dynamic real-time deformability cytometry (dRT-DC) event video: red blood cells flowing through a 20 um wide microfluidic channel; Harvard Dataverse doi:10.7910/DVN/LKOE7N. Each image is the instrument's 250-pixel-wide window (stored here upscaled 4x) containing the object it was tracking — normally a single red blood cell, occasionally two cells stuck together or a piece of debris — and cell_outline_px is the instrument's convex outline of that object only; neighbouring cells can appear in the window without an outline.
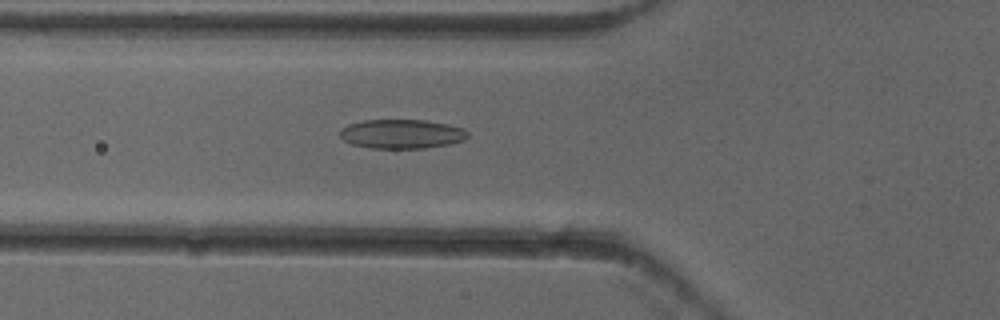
{"species": "common noctule bat (a hibernating species)", "species_latin": "Nyctalus noctula", "temperature_condition": "cold", "stored_images_in_passage": 35, "camera_frame_rate_fps": 3000, "um_per_image_px": 0.085, "animal": {"sex": "female"}, "frame": {"image": 1, "passage_image": 2, "time_ms": 0.333, "image_size_px": [1000, 320], "cell_outline_px": [[468, 136], [464, 140], [448, 144], [424, 148], [372, 148], [352, 144], [344, 140], [340, 136], [340, 128], [348, 124], [364, 120], [424, 120], [448, 124], [464, 128], [468, 132]], "centroid_in_image_um": [34.14, 11.38], "position_along_channel_um": 91.7, "area_um2": 21.73}}
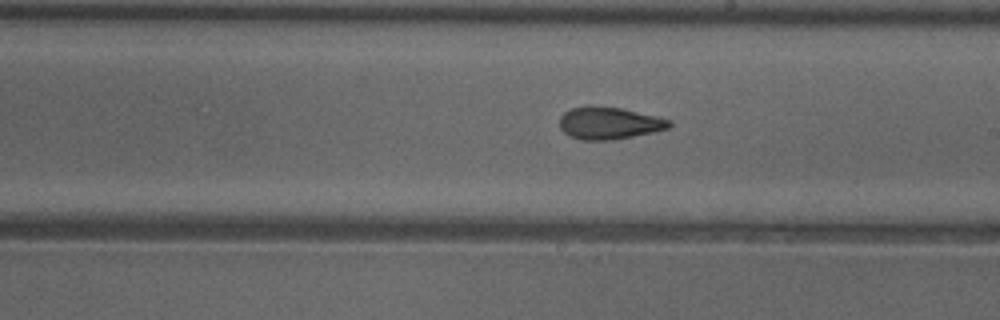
{"frame": {"image": 2, "passage_image": 13, "time_ms": 4.0, "image_size_px": [1000, 320], "cell_outline_px": [[672, 124], [668, 128], [652, 132], [612, 140], [584, 140], [568, 136], [560, 128], [560, 116], [564, 112], [572, 108], [588, 104], [620, 108], [656, 116], [672, 120]], "centroid_in_image_um": [51.74, 10.45], "position_along_channel_um": 237.3, "area_um2": 20.69}}
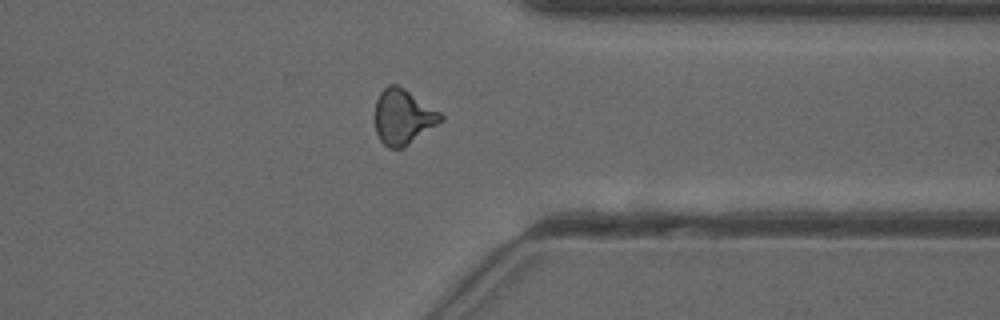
{"frame": {"image": 3, "passage_image": 24, "time_ms": 7.667, "image_size_px": [1000, 320], "cell_outline_px": [[444, 120], [404, 148], [388, 148], [380, 140], [376, 132], [376, 100], [380, 92], [388, 84], [396, 84], [404, 88], [440, 112], [444, 116]], "centroid_in_image_um": [34.27, 9.94], "position_along_channel_um": 377.1, "area_um2": 21.1}}